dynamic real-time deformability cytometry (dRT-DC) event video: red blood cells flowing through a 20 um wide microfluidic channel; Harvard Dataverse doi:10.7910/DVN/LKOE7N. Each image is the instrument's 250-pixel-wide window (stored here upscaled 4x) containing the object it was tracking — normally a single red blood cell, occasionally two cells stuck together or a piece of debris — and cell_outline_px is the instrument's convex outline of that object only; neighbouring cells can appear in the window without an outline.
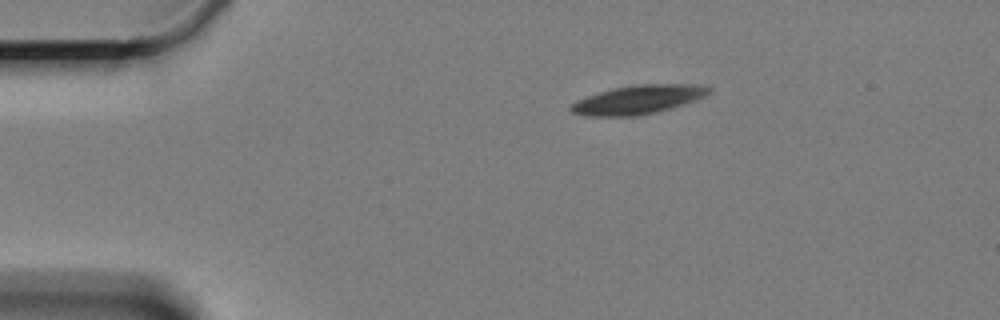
{"species": "Egyptian fruit bat (a non-hibernating species)", "species_latin": "Rousettus aegyptiacus", "temperature_condition": "cold", "stored_images_in_passage": 50, "camera_frame_rate_fps": 3000, "um_per_image_px": 0.085, "animal": {"sex": "female"}, "frame": {"image": 1, "passage_image": 1, "time_ms": 0.0, "image_size_px": [1000, 320], "cell_outline_px": [[712, 92], [696, 100], [684, 104], [656, 112], [636, 116], [584, 116], [572, 112], [568, 108], [576, 100], [600, 92], [616, 88], [636, 84], [696, 84], [712, 88]], "centroid_in_image_um": [54.25, 8.47], "position_along_channel_um": 30.7, "area_um2": 23.06}}
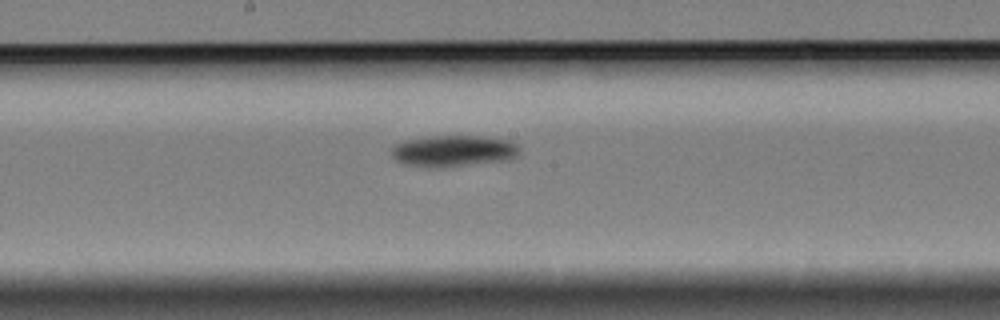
{"frame": {"image": 2, "passage_image": 22, "time_ms": 7.0, "image_size_px": [1000, 320], "cell_outline_px": [[520, 156], [512, 160], [444, 168], [428, 168], [404, 164], [396, 160], [392, 156], [392, 148], [396, 144], [404, 140], [432, 136], [476, 136], [508, 140], [516, 144], [520, 148]], "centroid_in_image_um": [38.58, 12.86], "position_along_channel_um": 209.6, "area_um2": 23.93}}
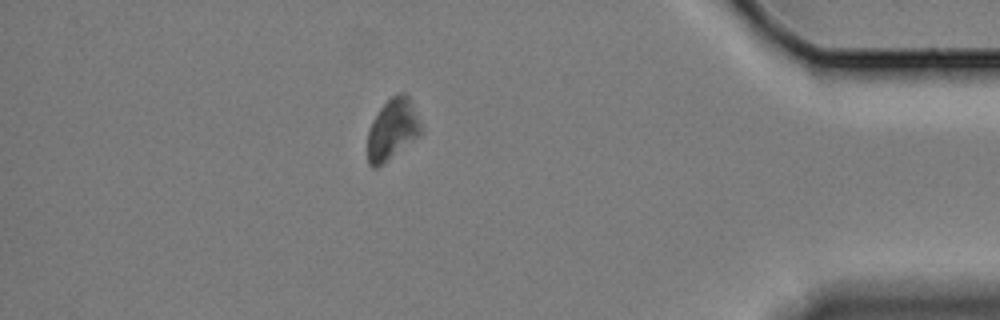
{"frame": {"image": 3, "passage_image": 43, "time_ms": 14.0, "image_size_px": [1000, 320], "cell_outline_px": [[424, 128], [416, 136], [376, 168], [372, 168], [368, 164], [368, 132], [372, 120], [380, 108], [392, 96], [400, 92], [404, 92], [408, 96]], "centroid_in_image_um": [33.34, 10.95], "position_along_channel_um": 401.9, "area_um2": 18.38}, "authors_computed_cell_mechanics": {"area_um2": 22.3975, "velocity_mm_per_s": 3.2865, "shape_relaxation_time_tau1_ms": 2.2795, "shape_relaxation_time_tau2_ms": null, "deformation_change_tau1": 0.0676, "deformation_change_tau2": null}}